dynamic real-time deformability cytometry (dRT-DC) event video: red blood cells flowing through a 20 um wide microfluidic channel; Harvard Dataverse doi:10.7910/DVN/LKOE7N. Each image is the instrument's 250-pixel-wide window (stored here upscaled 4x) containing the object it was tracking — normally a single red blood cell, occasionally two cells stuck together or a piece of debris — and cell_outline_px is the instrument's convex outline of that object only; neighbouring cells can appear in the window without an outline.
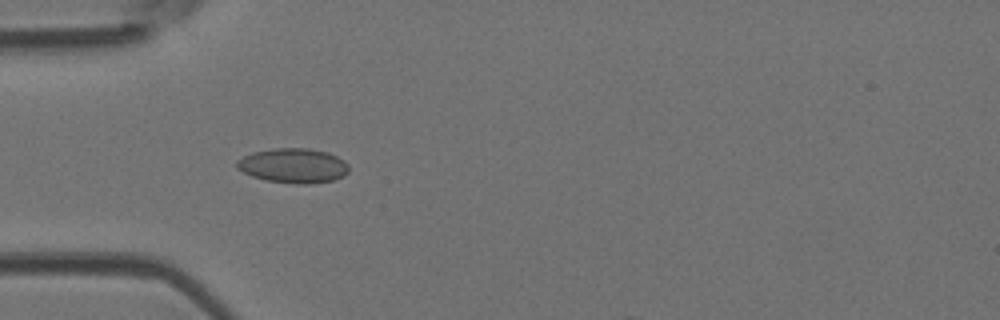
{"species": "Egyptian fruit bat (a non-hibernating species)", "species_latin": "Rousettus aegyptiacus", "temperature_condition": "room temperature", "stored_images_in_passage": 4, "camera_frame_rate_fps": 3000, "um_per_image_px": 0.085, "animal": {"sex": "female"}, "frame": {"image": 1, "passage_image": 3, "time_ms": 0.667, "image_size_px": [1000, 320], "cell_outline_px": [[348, 172], [344, 176], [332, 180], [308, 184], [296, 184], [264, 180], [252, 176], [236, 168], [236, 160], [252, 152], [272, 148], [308, 148], [328, 152], [344, 160], [348, 164]], "centroid_in_image_um": [24.92, 14.07], "position_along_channel_um": 60.1, "area_um2": 22.77}}
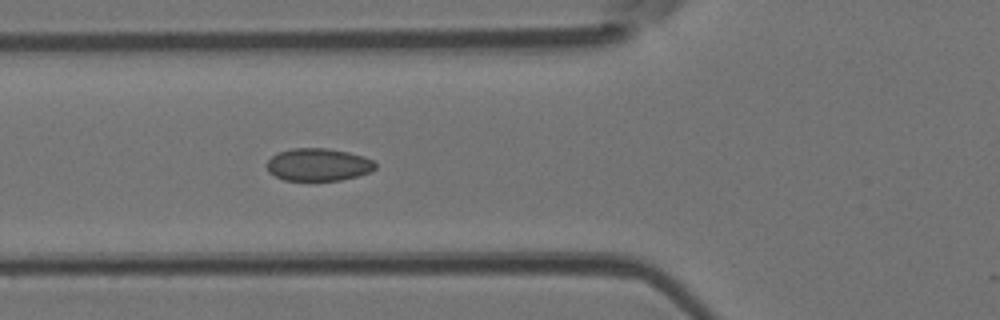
{"frame": {"image": 2, "passage_image": 4, "time_ms": 1.0, "image_size_px": [1000, 320], "cell_outline_px": [[376, 168], [368, 172], [356, 176], [340, 180], [284, 180], [268, 172], [264, 164], [272, 156], [280, 152], [292, 148], [328, 148], [348, 152], [364, 156], [372, 160], [376, 164]], "centroid_in_image_um": [27.02, 13.99], "position_along_channel_um": 98.8, "area_um2": 20.58}}